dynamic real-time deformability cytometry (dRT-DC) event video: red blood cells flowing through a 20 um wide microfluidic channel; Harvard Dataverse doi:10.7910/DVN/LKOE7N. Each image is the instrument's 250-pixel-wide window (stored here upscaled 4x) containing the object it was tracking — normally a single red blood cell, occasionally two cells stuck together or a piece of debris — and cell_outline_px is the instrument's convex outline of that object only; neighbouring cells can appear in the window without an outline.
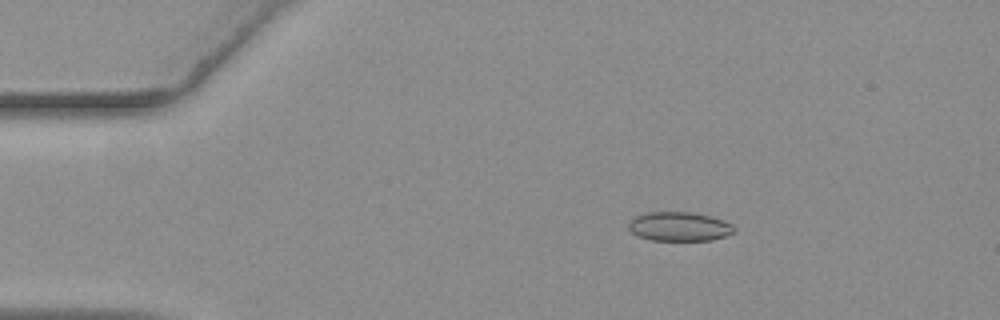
{"species": "common noctule bat (a hibernating species)", "species_latin": "Nyctalus noctula", "temperature_condition": "warm", "stored_images_in_passage": 57, "camera_frame_rate_fps": 3000, "um_per_image_px": 0.085, "animal": {"sex": "female", "body_mass_g": 19.3, "forearm_length_mm": 54.1}, "frame": {"image": 1, "passage_image": 10, "time_ms": 3.0, "image_size_px": [1000, 320], "cell_outline_px": [[736, 232], [712, 240], [652, 240], [636, 236], [628, 228], [628, 224], [636, 216], [644, 212], [692, 212], [712, 216], [724, 220], [732, 224], [736, 228]], "centroid_in_image_um": [57.76, 19.25], "position_along_channel_um": 27.2, "area_um2": 18.09}}
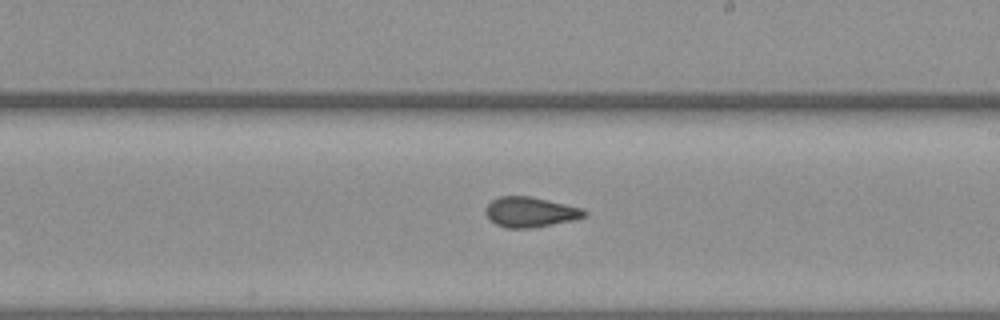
{"frame": {"image": 2, "passage_image": 33, "time_ms": 10.667, "image_size_px": [1000, 320], "cell_outline_px": [[588, 216], [576, 220], [532, 228], [504, 228], [496, 224], [484, 212], [484, 208], [492, 200], [500, 196], [532, 196], [584, 208], [588, 212]], "centroid_in_image_um": [45.13, 18.02], "position_along_channel_um": 243.9, "area_um2": 17.69}}
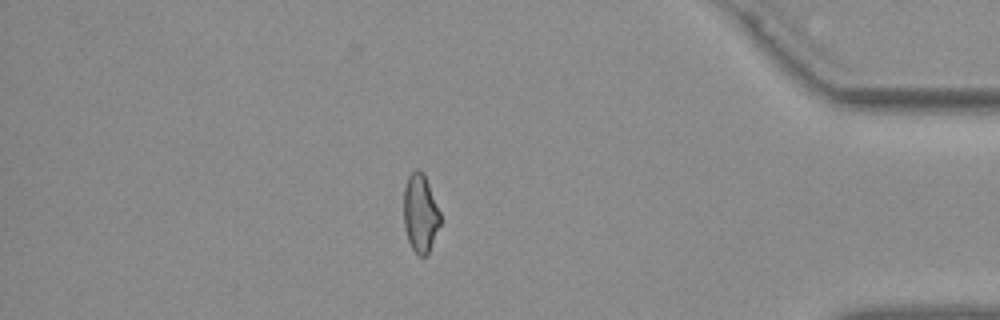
{"frame": {"image": 3, "passage_image": 49, "time_ms": 16.0, "image_size_px": [1000, 320], "cell_outline_px": [[440, 224], [428, 256], [420, 256], [412, 248], [408, 240], [404, 224], [404, 188], [408, 176], [416, 168], [420, 168], [424, 172], [440, 212]], "centroid_in_image_um": [35.73, 18.11], "position_along_channel_um": 399.5, "area_um2": 16.76}, "authors_computed_cell_mechanics": {"area_um2": 17.7446, "velocity_mm_per_s": 3.6502, "shape_relaxation_time_tau1_ms": null, "shape_relaxation_time_tau2_ms": 2.5644, "deformation_change_tau1": null, "deformation_change_tau2": 0.0855}}